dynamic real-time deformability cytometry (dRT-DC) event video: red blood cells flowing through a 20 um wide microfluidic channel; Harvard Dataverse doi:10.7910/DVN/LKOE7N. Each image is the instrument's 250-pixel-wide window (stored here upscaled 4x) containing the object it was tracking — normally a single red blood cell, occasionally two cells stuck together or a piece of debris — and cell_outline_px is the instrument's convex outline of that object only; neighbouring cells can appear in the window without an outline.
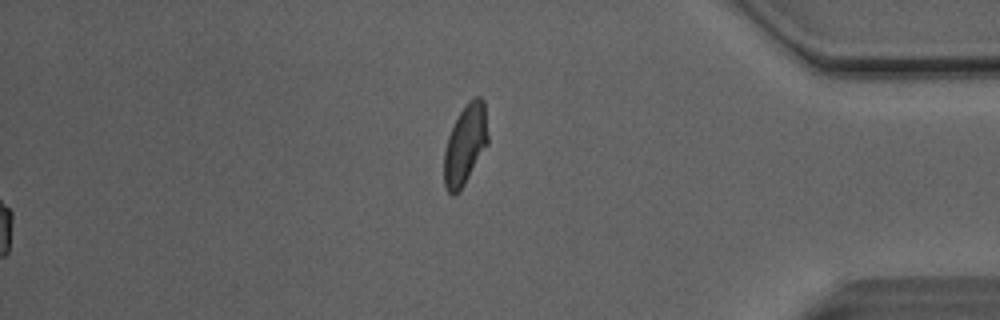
{"species": "Egyptian fruit bat (a non-hibernating species)", "species_latin": "Rousettus aegyptiacus", "temperature_condition": "room temperature", "stored_images_in_passage": 52, "segment_of_instrument_passage": [2, 2], "camera_frame_rate_fps": 3000, "um_per_image_px": 0.085, "animal": {"sex": "male"}, "frame": {"image": 1, "passage_image": 52, "time_ms": 17.0, "image_size_px": [1000, 320], "cell_outline_px": [[488, 144], [464, 184], [452, 196], [444, 188], [444, 152], [448, 136], [460, 112], [476, 96], [480, 96], [484, 100], [488, 136]], "centroid_in_image_um": [39.54, 12.31], "position_along_channel_um": 395.7, "area_um2": 20.06}}